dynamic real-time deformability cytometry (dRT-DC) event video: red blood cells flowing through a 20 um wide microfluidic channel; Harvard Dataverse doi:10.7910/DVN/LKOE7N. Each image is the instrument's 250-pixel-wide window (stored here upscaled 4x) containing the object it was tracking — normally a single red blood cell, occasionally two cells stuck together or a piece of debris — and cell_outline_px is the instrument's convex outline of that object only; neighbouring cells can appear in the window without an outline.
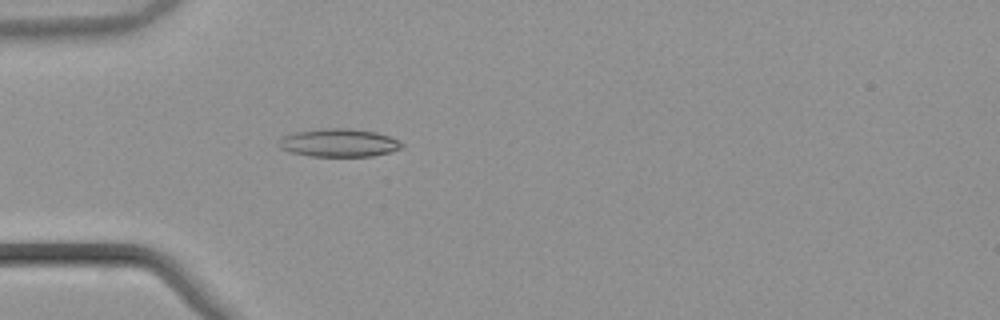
{"species": "common noctule bat (a hibernating species)", "species_latin": "Nyctalus noctula", "temperature_condition": "warm", "stored_images_in_passage": 53, "camera_frame_rate_fps": 3000, "um_per_image_px": 0.085, "animal": {"sex": "male", "body_mass_g": 21.5, "forearm_length_mm": 52.0}, "frame": {"image": 1, "passage_image": 16, "time_ms": 5.0, "image_size_px": [1000, 320], "cell_outline_px": [[404, 148], [372, 156], [312, 156], [292, 152], [280, 148], [276, 144], [280, 136], [296, 132], [324, 128], [352, 128], [376, 132], [388, 136], [404, 144]], "centroid_in_image_um": [28.78, 12.13], "position_along_channel_um": 56.2, "area_um2": 20.17}}
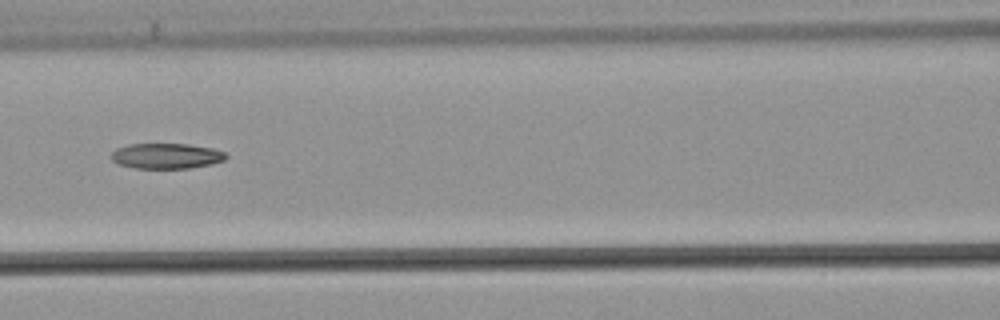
{"frame": {"image": 2, "passage_image": 24, "time_ms": 7.667, "image_size_px": [1000, 320], "cell_outline_px": [[228, 156], [224, 160], [212, 164], [188, 168], [136, 168], [116, 164], [112, 160], [112, 152], [116, 148], [128, 144], [188, 144], [212, 148], [224, 152]], "centroid_in_image_um": [14.13, 13.25], "position_along_channel_um": 152.5, "area_um2": 16.99}}
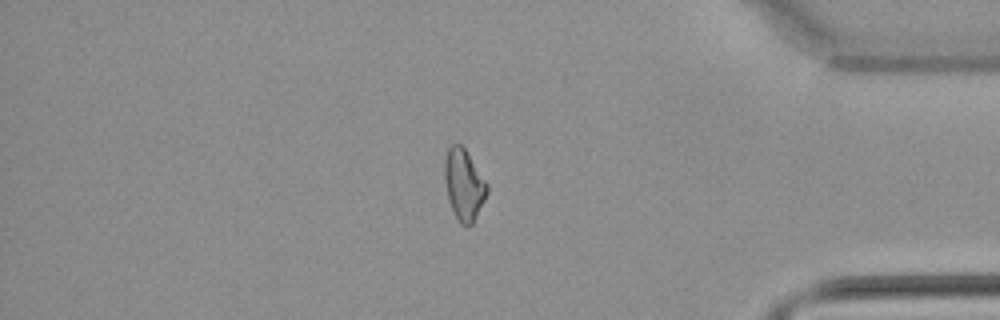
{"frame": {"image": 3, "passage_image": 45, "time_ms": 14.667, "image_size_px": [1000, 320], "cell_outline_px": [[488, 192], [472, 224], [460, 224], [452, 208], [448, 196], [444, 176], [444, 160], [448, 148], [452, 144], [460, 144], [464, 148], [488, 184]], "centroid_in_image_um": [39.43, 15.66], "position_along_channel_um": 395.8, "area_um2": 17.17}}